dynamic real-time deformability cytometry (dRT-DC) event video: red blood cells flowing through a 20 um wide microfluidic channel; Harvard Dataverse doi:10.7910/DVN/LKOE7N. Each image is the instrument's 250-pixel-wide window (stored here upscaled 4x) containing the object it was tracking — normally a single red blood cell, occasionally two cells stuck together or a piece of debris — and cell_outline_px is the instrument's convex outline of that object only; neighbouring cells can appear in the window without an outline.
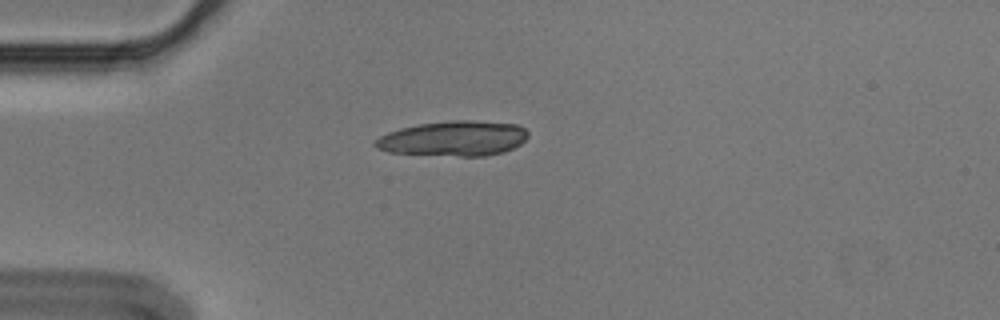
{"species": "Egyptian fruit bat (a non-hibernating species)", "species_latin": "Rousettus aegyptiacus", "temperature_condition": "cold", "stored_images_in_passage": 3, "camera_frame_rate_fps": 3000, "um_per_image_px": 0.085, "animal": {"sex": "male"}, "frame": {"image": 1, "passage_image": 1, "time_ms": 0.0, "image_size_px": [1000, 320], "cell_outline_px": [[528, 136], [520, 144], [504, 152], [484, 156], [460, 156], [388, 152], [376, 148], [372, 144], [380, 136], [388, 132], [400, 128], [420, 124], [452, 120], [472, 120], [520, 124], [528, 132]], "centroid_in_image_um": [38.57, 11.76], "position_along_channel_um": 46.4, "area_um2": 31.27}}
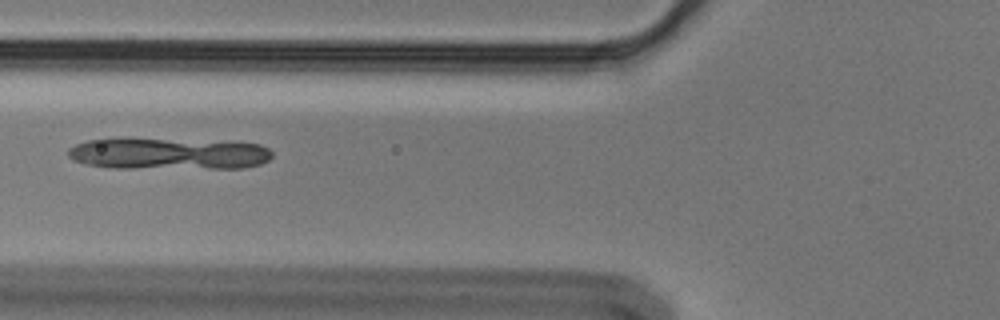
{"frame": {"image": 2, "passage_image": 3, "time_ms": 0.667, "image_size_px": [1000, 320], "cell_outline_px": [[272, 156], [268, 160], [260, 164], [244, 168], [112, 168], [84, 164], [72, 160], [68, 156], [68, 148], [76, 144], [88, 140], [124, 136], [132, 136], [232, 140], [260, 144], [268, 148], [272, 152]], "centroid_in_image_um": [14.31, 13.01], "position_along_channel_um": 111.5, "area_um2": 39.82}}